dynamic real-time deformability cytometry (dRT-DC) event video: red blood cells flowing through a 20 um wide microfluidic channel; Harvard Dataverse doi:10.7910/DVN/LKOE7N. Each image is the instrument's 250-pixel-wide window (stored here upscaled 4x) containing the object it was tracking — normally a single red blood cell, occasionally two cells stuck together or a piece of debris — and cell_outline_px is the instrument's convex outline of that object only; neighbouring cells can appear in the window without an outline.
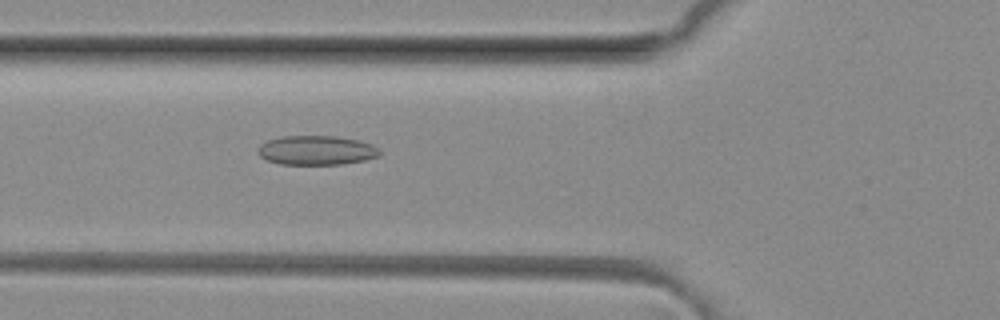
{"species": "common noctule bat (a hibernating species)", "species_latin": "Nyctalus noctula", "temperature_condition": "room temperature", "stored_images_in_passage": 3, "camera_frame_rate_fps": 3000, "um_per_image_px": 0.085, "animal": {"sex": "female", "body_mass_g": 29.2, "forearm_length_mm": 56.3}, "frame": {"image": 1, "passage_image": 3, "time_ms": 0.667, "image_size_px": [1000, 320], "cell_outline_px": [[380, 156], [364, 160], [344, 164], [280, 164], [268, 160], [260, 156], [256, 152], [260, 144], [268, 140], [280, 136], [336, 136], [356, 140], [372, 144], [380, 152]], "centroid_in_image_um": [26.87, 12.77], "position_along_channel_um": 98.9, "area_um2": 20.75}}